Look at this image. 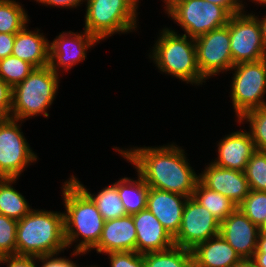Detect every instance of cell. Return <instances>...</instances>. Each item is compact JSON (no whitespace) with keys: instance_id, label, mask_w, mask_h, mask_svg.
Wrapping results in <instances>:
<instances>
[{"instance_id":"28","label":"cell","mask_w":266,"mask_h":267,"mask_svg":"<svg viewBox=\"0 0 266 267\" xmlns=\"http://www.w3.org/2000/svg\"><path fill=\"white\" fill-rule=\"evenodd\" d=\"M236 122L239 125L244 122L249 124V133L256 150L266 152V106L245 113Z\"/></svg>"},{"instance_id":"41","label":"cell","mask_w":266,"mask_h":267,"mask_svg":"<svg viewBox=\"0 0 266 267\" xmlns=\"http://www.w3.org/2000/svg\"><path fill=\"white\" fill-rule=\"evenodd\" d=\"M231 267H257L252 258H241L238 262Z\"/></svg>"},{"instance_id":"37","label":"cell","mask_w":266,"mask_h":267,"mask_svg":"<svg viewBox=\"0 0 266 267\" xmlns=\"http://www.w3.org/2000/svg\"><path fill=\"white\" fill-rule=\"evenodd\" d=\"M36 1L37 3H40L42 5H46L47 7L50 6V7H58L61 9L65 8V9H68V8H78L81 7V4H83L84 2H86V0H34Z\"/></svg>"},{"instance_id":"33","label":"cell","mask_w":266,"mask_h":267,"mask_svg":"<svg viewBox=\"0 0 266 267\" xmlns=\"http://www.w3.org/2000/svg\"><path fill=\"white\" fill-rule=\"evenodd\" d=\"M108 256L110 267H145L143 254L136 251L111 252Z\"/></svg>"},{"instance_id":"39","label":"cell","mask_w":266,"mask_h":267,"mask_svg":"<svg viewBox=\"0 0 266 267\" xmlns=\"http://www.w3.org/2000/svg\"><path fill=\"white\" fill-rule=\"evenodd\" d=\"M210 3L217 4L225 8L231 15L242 12L240 3L237 0H204Z\"/></svg>"},{"instance_id":"31","label":"cell","mask_w":266,"mask_h":267,"mask_svg":"<svg viewBox=\"0 0 266 267\" xmlns=\"http://www.w3.org/2000/svg\"><path fill=\"white\" fill-rule=\"evenodd\" d=\"M237 207L259 227L266 216V191L251 190Z\"/></svg>"},{"instance_id":"22","label":"cell","mask_w":266,"mask_h":267,"mask_svg":"<svg viewBox=\"0 0 266 267\" xmlns=\"http://www.w3.org/2000/svg\"><path fill=\"white\" fill-rule=\"evenodd\" d=\"M136 174V180L124 176L114 183L127 215L137 214L147 208L149 186L138 172Z\"/></svg>"},{"instance_id":"20","label":"cell","mask_w":266,"mask_h":267,"mask_svg":"<svg viewBox=\"0 0 266 267\" xmlns=\"http://www.w3.org/2000/svg\"><path fill=\"white\" fill-rule=\"evenodd\" d=\"M26 25L15 34L12 54L35 68L49 65V40L36 28L33 31ZM36 30V31H35Z\"/></svg>"},{"instance_id":"8","label":"cell","mask_w":266,"mask_h":267,"mask_svg":"<svg viewBox=\"0 0 266 267\" xmlns=\"http://www.w3.org/2000/svg\"><path fill=\"white\" fill-rule=\"evenodd\" d=\"M230 71L234 72L229 97L236 120L253 109L266 106V58L234 65Z\"/></svg>"},{"instance_id":"30","label":"cell","mask_w":266,"mask_h":267,"mask_svg":"<svg viewBox=\"0 0 266 267\" xmlns=\"http://www.w3.org/2000/svg\"><path fill=\"white\" fill-rule=\"evenodd\" d=\"M250 190L266 191V152L256 151L245 169Z\"/></svg>"},{"instance_id":"17","label":"cell","mask_w":266,"mask_h":267,"mask_svg":"<svg viewBox=\"0 0 266 267\" xmlns=\"http://www.w3.org/2000/svg\"><path fill=\"white\" fill-rule=\"evenodd\" d=\"M136 228V252L164 251L174 246L171 234L147 208L132 215Z\"/></svg>"},{"instance_id":"24","label":"cell","mask_w":266,"mask_h":267,"mask_svg":"<svg viewBox=\"0 0 266 267\" xmlns=\"http://www.w3.org/2000/svg\"><path fill=\"white\" fill-rule=\"evenodd\" d=\"M17 180L18 178H0V214L20 220L32 210V206L13 187Z\"/></svg>"},{"instance_id":"14","label":"cell","mask_w":266,"mask_h":267,"mask_svg":"<svg viewBox=\"0 0 266 267\" xmlns=\"http://www.w3.org/2000/svg\"><path fill=\"white\" fill-rule=\"evenodd\" d=\"M219 234L241 258H252L257 250L259 227L238 207L220 223Z\"/></svg>"},{"instance_id":"45","label":"cell","mask_w":266,"mask_h":267,"mask_svg":"<svg viewBox=\"0 0 266 267\" xmlns=\"http://www.w3.org/2000/svg\"><path fill=\"white\" fill-rule=\"evenodd\" d=\"M259 232L266 233V216L262 224L259 226Z\"/></svg>"},{"instance_id":"15","label":"cell","mask_w":266,"mask_h":267,"mask_svg":"<svg viewBox=\"0 0 266 267\" xmlns=\"http://www.w3.org/2000/svg\"><path fill=\"white\" fill-rule=\"evenodd\" d=\"M206 164L205 169L199 174V181L238 206L251 191L245 172L221 168L211 162Z\"/></svg>"},{"instance_id":"47","label":"cell","mask_w":266,"mask_h":267,"mask_svg":"<svg viewBox=\"0 0 266 267\" xmlns=\"http://www.w3.org/2000/svg\"><path fill=\"white\" fill-rule=\"evenodd\" d=\"M69 267H80L79 266V264H76V262L74 263V261H72L70 264H69ZM81 267H83L82 265H81ZM85 267V266H84ZM86 267H98V265H92V266H88V265H86Z\"/></svg>"},{"instance_id":"25","label":"cell","mask_w":266,"mask_h":267,"mask_svg":"<svg viewBox=\"0 0 266 267\" xmlns=\"http://www.w3.org/2000/svg\"><path fill=\"white\" fill-rule=\"evenodd\" d=\"M192 197L209 210L220 223L237 208V205L229 198L210 190L200 181L197 182Z\"/></svg>"},{"instance_id":"44","label":"cell","mask_w":266,"mask_h":267,"mask_svg":"<svg viewBox=\"0 0 266 267\" xmlns=\"http://www.w3.org/2000/svg\"><path fill=\"white\" fill-rule=\"evenodd\" d=\"M249 1H251L252 3H256L255 5H257L258 4V6L259 5H262V6H265L266 7V0H249ZM243 0H241V3H240V6H241V9H242V11L243 12H245V6L246 5H244L245 3H247V2H244Z\"/></svg>"},{"instance_id":"38","label":"cell","mask_w":266,"mask_h":267,"mask_svg":"<svg viewBox=\"0 0 266 267\" xmlns=\"http://www.w3.org/2000/svg\"><path fill=\"white\" fill-rule=\"evenodd\" d=\"M16 33H0V59L12 54Z\"/></svg>"},{"instance_id":"1","label":"cell","mask_w":266,"mask_h":267,"mask_svg":"<svg viewBox=\"0 0 266 267\" xmlns=\"http://www.w3.org/2000/svg\"><path fill=\"white\" fill-rule=\"evenodd\" d=\"M176 143L162 146L113 147L154 189L192 197L199 173L188 162L187 153Z\"/></svg>"},{"instance_id":"34","label":"cell","mask_w":266,"mask_h":267,"mask_svg":"<svg viewBox=\"0 0 266 267\" xmlns=\"http://www.w3.org/2000/svg\"><path fill=\"white\" fill-rule=\"evenodd\" d=\"M38 256L9 255L1 256L0 264H7V267H37Z\"/></svg>"},{"instance_id":"42","label":"cell","mask_w":266,"mask_h":267,"mask_svg":"<svg viewBox=\"0 0 266 267\" xmlns=\"http://www.w3.org/2000/svg\"><path fill=\"white\" fill-rule=\"evenodd\" d=\"M257 20L259 21L260 27H261V34H262V40L266 48V15L262 16L261 18L259 15L253 14Z\"/></svg>"},{"instance_id":"40","label":"cell","mask_w":266,"mask_h":267,"mask_svg":"<svg viewBox=\"0 0 266 267\" xmlns=\"http://www.w3.org/2000/svg\"><path fill=\"white\" fill-rule=\"evenodd\" d=\"M252 259L257 267H266V252H255Z\"/></svg>"},{"instance_id":"12","label":"cell","mask_w":266,"mask_h":267,"mask_svg":"<svg viewBox=\"0 0 266 267\" xmlns=\"http://www.w3.org/2000/svg\"><path fill=\"white\" fill-rule=\"evenodd\" d=\"M220 222L193 197L185 203L181 226L173 237L174 245L193 250L198 244L219 234Z\"/></svg>"},{"instance_id":"36","label":"cell","mask_w":266,"mask_h":267,"mask_svg":"<svg viewBox=\"0 0 266 267\" xmlns=\"http://www.w3.org/2000/svg\"><path fill=\"white\" fill-rule=\"evenodd\" d=\"M59 254L61 253L38 256L37 263L40 262V267H69V264L72 262V259L67 258L65 256L62 257Z\"/></svg>"},{"instance_id":"46","label":"cell","mask_w":266,"mask_h":267,"mask_svg":"<svg viewBox=\"0 0 266 267\" xmlns=\"http://www.w3.org/2000/svg\"><path fill=\"white\" fill-rule=\"evenodd\" d=\"M163 1V0H162ZM176 0H164L163 1V3H165V5H163L164 6V11L173 3V2H175Z\"/></svg>"},{"instance_id":"9","label":"cell","mask_w":266,"mask_h":267,"mask_svg":"<svg viewBox=\"0 0 266 267\" xmlns=\"http://www.w3.org/2000/svg\"><path fill=\"white\" fill-rule=\"evenodd\" d=\"M22 123L11 117L0 122V178L19 179L25 169L38 160L21 130Z\"/></svg>"},{"instance_id":"29","label":"cell","mask_w":266,"mask_h":267,"mask_svg":"<svg viewBox=\"0 0 266 267\" xmlns=\"http://www.w3.org/2000/svg\"><path fill=\"white\" fill-rule=\"evenodd\" d=\"M35 67L13 55L0 59V78L11 88L21 83Z\"/></svg>"},{"instance_id":"11","label":"cell","mask_w":266,"mask_h":267,"mask_svg":"<svg viewBox=\"0 0 266 267\" xmlns=\"http://www.w3.org/2000/svg\"><path fill=\"white\" fill-rule=\"evenodd\" d=\"M197 65L208 80L234 66L230 49L229 27L223 26L195 38Z\"/></svg>"},{"instance_id":"21","label":"cell","mask_w":266,"mask_h":267,"mask_svg":"<svg viewBox=\"0 0 266 267\" xmlns=\"http://www.w3.org/2000/svg\"><path fill=\"white\" fill-rule=\"evenodd\" d=\"M192 254L194 267H231L241 259L220 234L198 244Z\"/></svg>"},{"instance_id":"23","label":"cell","mask_w":266,"mask_h":267,"mask_svg":"<svg viewBox=\"0 0 266 267\" xmlns=\"http://www.w3.org/2000/svg\"><path fill=\"white\" fill-rule=\"evenodd\" d=\"M70 178L92 199L105 221L127 215L114 183L94 194L89 192V189L75 175H71Z\"/></svg>"},{"instance_id":"4","label":"cell","mask_w":266,"mask_h":267,"mask_svg":"<svg viewBox=\"0 0 266 267\" xmlns=\"http://www.w3.org/2000/svg\"><path fill=\"white\" fill-rule=\"evenodd\" d=\"M63 212L32 209L18 220L16 255L42 256L64 253Z\"/></svg>"},{"instance_id":"7","label":"cell","mask_w":266,"mask_h":267,"mask_svg":"<svg viewBox=\"0 0 266 267\" xmlns=\"http://www.w3.org/2000/svg\"><path fill=\"white\" fill-rule=\"evenodd\" d=\"M165 13L184 35L194 39L226 26L232 16L225 8L204 0H176Z\"/></svg>"},{"instance_id":"27","label":"cell","mask_w":266,"mask_h":267,"mask_svg":"<svg viewBox=\"0 0 266 267\" xmlns=\"http://www.w3.org/2000/svg\"><path fill=\"white\" fill-rule=\"evenodd\" d=\"M30 21L22 4L16 0H0V33H17Z\"/></svg>"},{"instance_id":"5","label":"cell","mask_w":266,"mask_h":267,"mask_svg":"<svg viewBox=\"0 0 266 267\" xmlns=\"http://www.w3.org/2000/svg\"><path fill=\"white\" fill-rule=\"evenodd\" d=\"M61 75L49 65L35 68L21 83L12 88L10 117L25 122L36 116L49 117L47 110L56 99Z\"/></svg>"},{"instance_id":"13","label":"cell","mask_w":266,"mask_h":267,"mask_svg":"<svg viewBox=\"0 0 266 267\" xmlns=\"http://www.w3.org/2000/svg\"><path fill=\"white\" fill-rule=\"evenodd\" d=\"M97 43L100 41L85 30L80 33L62 31L49 42V67L57 74L69 71L74 65L84 61L87 50Z\"/></svg>"},{"instance_id":"3","label":"cell","mask_w":266,"mask_h":267,"mask_svg":"<svg viewBox=\"0 0 266 267\" xmlns=\"http://www.w3.org/2000/svg\"><path fill=\"white\" fill-rule=\"evenodd\" d=\"M170 27L160 29L159 37L152 46L149 58L156 68L172 78L199 86L206 83L197 65L195 39L180 35Z\"/></svg>"},{"instance_id":"18","label":"cell","mask_w":266,"mask_h":267,"mask_svg":"<svg viewBox=\"0 0 266 267\" xmlns=\"http://www.w3.org/2000/svg\"><path fill=\"white\" fill-rule=\"evenodd\" d=\"M187 196L149 187L147 209L174 237L181 226L182 213Z\"/></svg>"},{"instance_id":"6","label":"cell","mask_w":266,"mask_h":267,"mask_svg":"<svg viewBox=\"0 0 266 267\" xmlns=\"http://www.w3.org/2000/svg\"><path fill=\"white\" fill-rule=\"evenodd\" d=\"M138 3L140 0H86L84 30L100 42L137 31Z\"/></svg>"},{"instance_id":"43","label":"cell","mask_w":266,"mask_h":267,"mask_svg":"<svg viewBox=\"0 0 266 267\" xmlns=\"http://www.w3.org/2000/svg\"><path fill=\"white\" fill-rule=\"evenodd\" d=\"M256 252H266V233L259 232Z\"/></svg>"},{"instance_id":"35","label":"cell","mask_w":266,"mask_h":267,"mask_svg":"<svg viewBox=\"0 0 266 267\" xmlns=\"http://www.w3.org/2000/svg\"><path fill=\"white\" fill-rule=\"evenodd\" d=\"M12 106V88L0 78V112L5 117H10Z\"/></svg>"},{"instance_id":"2","label":"cell","mask_w":266,"mask_h":267,"mask_svg":"<svg viewBox=\"0 0 266 267\" xmlns=\"http://www.w3.org/2000/svg\"><path fill=\"white\" fill-rule=\"evenodd\" d=\"M62 184L65 243L68 250L75 246L71 257H80L98 244L105 220L92 199L70 177Z\"/></svg>"},{"instance_id":"26","label":"cell","mask_w":266,"mask_h":267,"mask_svg":"<svg viewBox=\"0 0 266 267\" xmlns=\"http://www.w3.org/2000/svg\"><path fill=\"white\" fill-rule=\"evenodd\" d=\"M145 267H194L192 250L173 246L164 251L143 254Z\"/></svg>"},{"instance_id":"10","label":"cell","mask_w":266,"mask_h":267,"mask_svg":"<svg viewBox=\"0 0 266 267\" xmlns=\"http://www.w3.org/2000/svg\"><path fill=\"white\" fill-rule=\"evenodd\" d=\"M227 26L234 65L256 62L266 58L261 27L253 13L247 11L232 15Z\"/></svg>"},{"instance_id":"48","label":"cell","mask_w":266,"mask_h":267,"mask_svg":"<svg viewBox=\"0 0 266 267\" xmlns=\"http://www.w3.org/2000/svg\"><path fill=\"white\" fill-rule=\"evenodd\" d=\"M5 118V116L0 112V122Z\"/></svg>"},{"instance_id":"16","label":"cell","mask_w":266,"mask_h":267,"mask_svg":"<svg viewBox=\"0 0 266 267\" xmlns=\"http://www.w3.org/2000/svg\"><path fill=\"white\" fill-rule=\"evenodd\" d=\"M217 150L218 157L211 163L242 172H245L249 159L257 151L251 134L244 129L224 135L217 143Z\"/></svg>"},{"instance_id":"19","label":"cell","mask_w":266,"mask_h":267,"mask_svg":"<svg viewBox=\"0 0 266 267\" xmlns=\"http://www.w3.org/2000/svg\"><path fill=\"white\" fill-rule=\"evenodd\" d=\"M136 228L132 215L107 220L98 244L92 249L98 254L136 251Z\"/></svg>"},{"instance_id":"32","label":"cell","mask_w":266,"mask_h":267,"mask_svg":"<svg viewBox=\"0 0 266 267\" xmlns=\"http://www.w3.org/2000/svg\"><path fill=\"white\" fill-rule=\"evenodd\" d=\"M18 220L0 214V257L16 255Z\"/></svg>"}]
</instances>
